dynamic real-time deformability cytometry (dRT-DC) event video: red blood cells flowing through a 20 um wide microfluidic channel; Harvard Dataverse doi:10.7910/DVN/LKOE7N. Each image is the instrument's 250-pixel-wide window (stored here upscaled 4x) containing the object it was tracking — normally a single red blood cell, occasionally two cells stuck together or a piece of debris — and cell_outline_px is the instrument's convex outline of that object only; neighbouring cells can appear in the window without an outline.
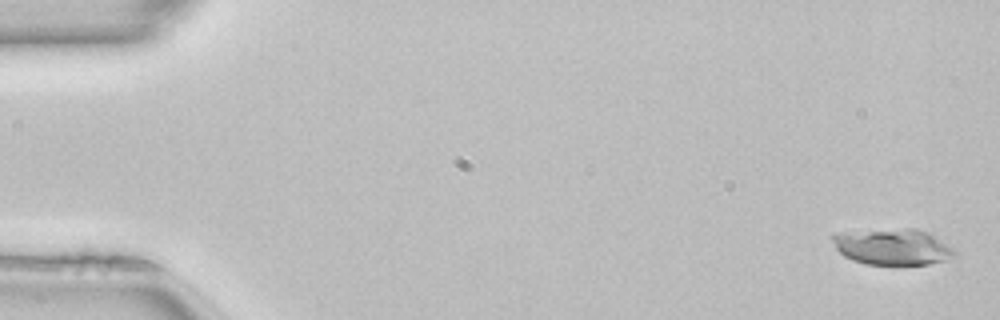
{"species": "common noctule bat (a hibernating species)", "species_latin": "Nyctalus noctula", "temperature_condition": "room temperature", "stored_images_in_passage": 50, "camera_frame_rate_fps": 3000, "um_per_image_px": 0.085, "animal": {"sex": "female", "body_mass_g": 22.7, "forearm_length_mm": 54.2}, "frame": {"image": 1, "passage_image": 1, "time_ms": 0.0, "image_size_px": [1000, 320], "cell_outline_px": [[956, 256], [944, 260], [928, 264], [868, 264], [852, 260], [844, 256], [836, 248], [832, 240], [832, 236], [840, 232], [908, 228], [916, 228], [928, 232], [936, 236], [948, 244], [956, 252]], "centroid_in_image_um": [75.9, 20.97], "position_along_channel_um": 9.1, "area_um2": 25.61}}